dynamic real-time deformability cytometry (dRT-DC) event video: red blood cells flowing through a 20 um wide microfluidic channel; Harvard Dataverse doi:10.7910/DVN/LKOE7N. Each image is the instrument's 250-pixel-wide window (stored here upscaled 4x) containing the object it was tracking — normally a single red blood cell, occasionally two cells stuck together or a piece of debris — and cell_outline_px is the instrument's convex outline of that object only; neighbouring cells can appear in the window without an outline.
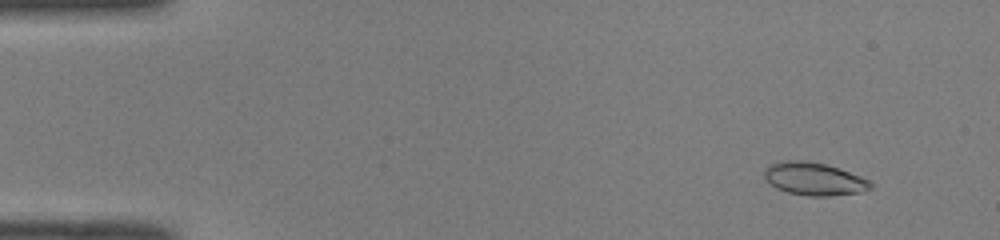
{"species": "common noctule bat (a hibernating species)", "species_latin": "Nyctalus noctula", "temperature_condition": "room temperature", "stored_images_in_passage": 51, "camera_frame_rate_fps": 3000, "um_per_image_px": 0.085, "animal": {"sex": "male", "body_mass_g": 19.0, "forearm_length_mm": 50.8}, "frame": {"image": 1, "passage_image": 5, "time_ms": 1.333, "image_size_px": [1000, 240], "cell_outline_px": [[872, 188], [860, 192], [828, 196], [808, 196], [788, 192], [776, 188], [764, 176], [764, 168], [768, 164], [780, 160], [804, 160], [824, 164], [860, 176], [868, 180], [872, 184]], "centroid_in_image_um": [69.15, 15.2], "position_along_channel_um": 15.9, "area_um2": 20.17}}
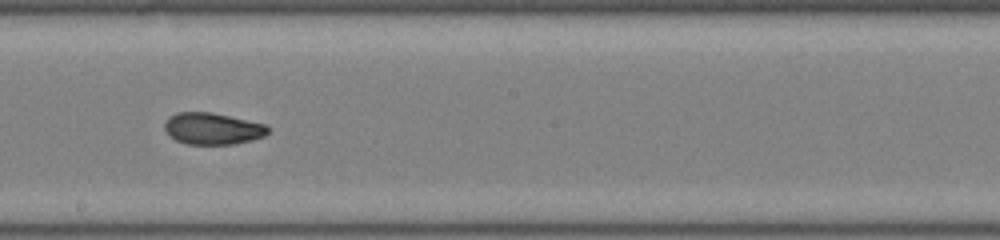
{"frame": {"image": 2, "passage_image": 29, "time_ms": 9.333, "image_size_px": [1000, 240], "cell_outline_px": [[268, 132], [264, 136], [252, 140], [236, 144], [184, 144], [168, 136], [164, 128], [164, 120], [168, 116], [176, 112], [212, 112], [268, 124]], "centroid_in_image_um": [18.04, 10.92], "position_along_channel_um": 230.2, "area_um2": 19.48}}
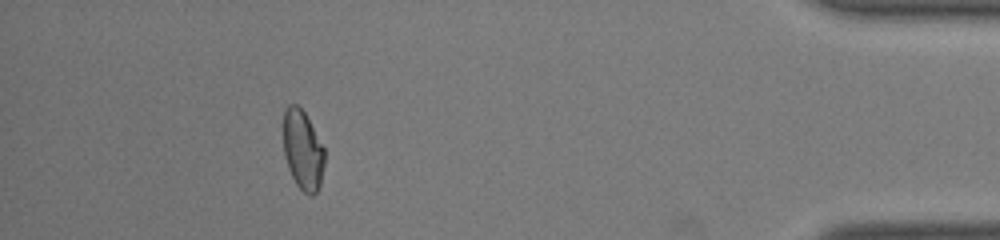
{"frame": {"image": 3, "passage_image": 46, "time_ms": 15.0, "image_size_px": [1000, 240], "cell_outline_px": [[324, 164], [320, 184], [316, 192], [312, 196], [304, 192], [296, 184], [288, 168], [284, 156], [284, 108], [288, 104], [296, 104], [304, 112], [324, 148]], "centroid_in_image_um": [25.72, 12.75], "position_along_channel_um": 409.5, "area_um2": 18.9}, "authors_computed_cell_mechanics": {"area_um2": 19.652, "velocity_mm_per_s": 4.0914, "shape_relaxation_time_tau1_ms": 6.9529, "shape_relaxation_time_tau2_ms": 1.177, "deformation_change_tau1": 0.1786, "deformation_change_tau2": 0.0546}}